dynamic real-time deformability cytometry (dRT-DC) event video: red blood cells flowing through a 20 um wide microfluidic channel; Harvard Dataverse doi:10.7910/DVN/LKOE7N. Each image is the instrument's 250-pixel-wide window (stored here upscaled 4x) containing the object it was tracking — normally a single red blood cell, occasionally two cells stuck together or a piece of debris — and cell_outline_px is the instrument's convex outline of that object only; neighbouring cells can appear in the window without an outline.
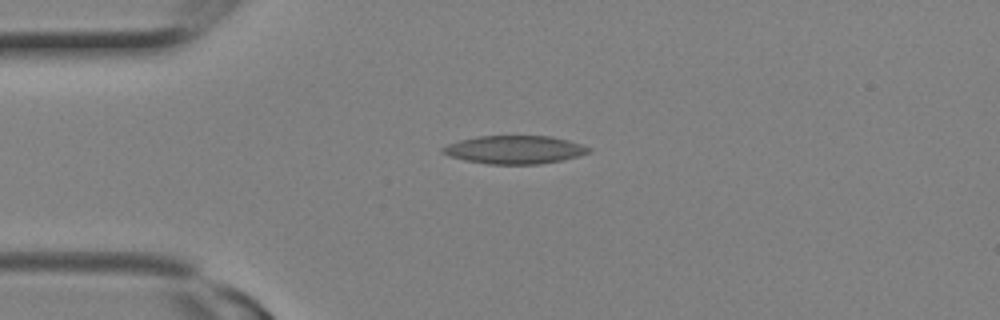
{"species": "Egyptian fruit bat (a non-hibernating species)", "species_latin": "Rousettus aegyptiacus", "temperature_condition": "room temperature", "stored_images_in_passage": 19, "camera_frame_rate_fps": 3000, "um_per_image_px": 0.085, "animal": {"sex": "female"}, "frame": {"image": 1, "passage_image": 1, "time_ms": 0.0, "image_size_px": [1000, 320], "cell_outline_px": [[592, 152], [564, 160], [540, 164], [488, 164], [464, 160], [448, 156], [440, 152], [440, 148], [448, 144], [460, 140], [476, 136], [552, 136], [568, 140], [592, 148]], "centroid_in_image_um": [43.74, 12.73], "position_along_channel_um": 41.3, "area_um2": 24.22}}
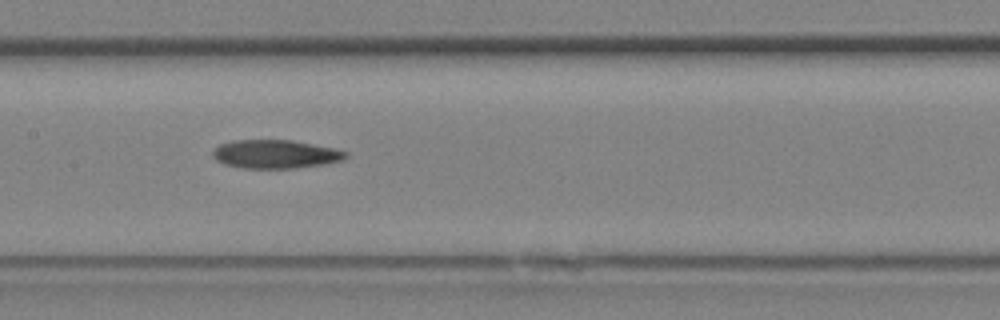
{"frame": {"image": 2, "passage_image": 7, "time_ms": 2.0, "image_size_px": [1000, 320], "cell_outline_px": [[348, 156], [344, 160], [324, 164], [292, 168], [244, 168], [224, 164], [216, 160], [212, 156], [212, 148], [220, 144], [232, 140], [292, 140], [336, 148], [348, 152]], "centroid_in_image_um": [23.41, 13.09], "position_along_channel_um": 184.0, "area_um2": 22.31}}
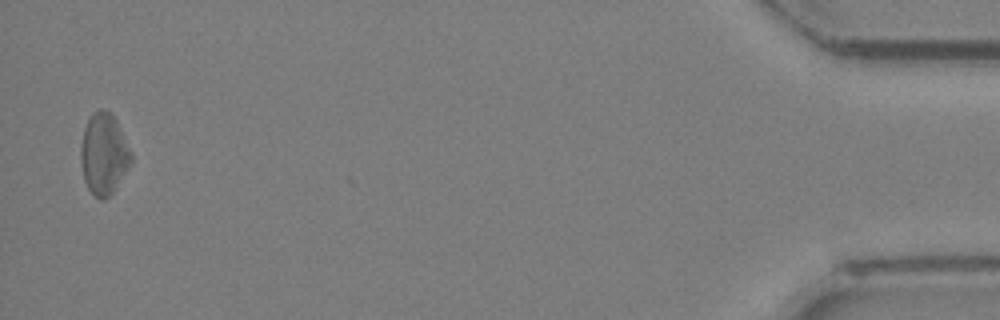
{"frame": {"image": 3, "passage_image": 19, "time_ms": 6.0, "image_size_px": [1000, 320], "cell_outline_px": [[132, 164], [112, 192], [104, 200], [100, 200], [88, 188], [84, 180], [80, 160], [80, 148], [84, 128], [92, 112], [100, 108], [104, 108], [112, 112], [132, 152]], "centroid_in_image_um": [8.83, 13.05], "position_along_channel_um": 426.4, "area_um2": 24.04}}